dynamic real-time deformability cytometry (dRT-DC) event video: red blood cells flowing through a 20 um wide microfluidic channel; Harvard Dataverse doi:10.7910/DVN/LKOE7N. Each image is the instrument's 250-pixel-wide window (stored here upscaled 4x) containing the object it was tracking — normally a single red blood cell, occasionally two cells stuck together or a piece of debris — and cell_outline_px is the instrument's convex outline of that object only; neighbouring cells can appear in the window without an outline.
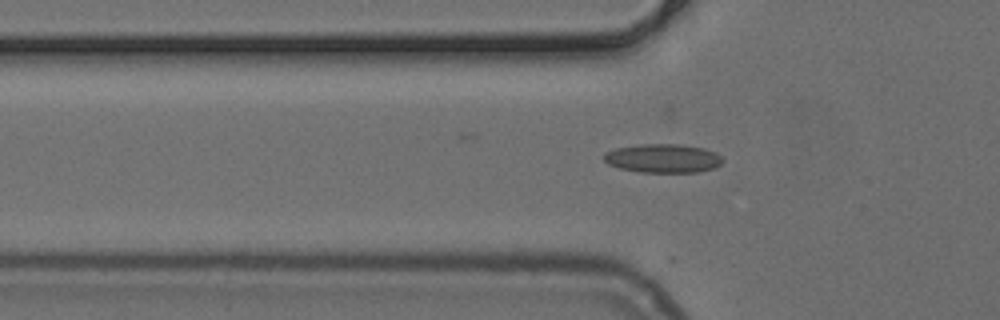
{"species": "common noctule bat (a hibernating species)", "species_latin": "Nyctalus noctula", "temperature_condition": "cold", "stored_images_in_passage": 29, "camera_frame_rate_fps": 3000, "um_per_image_px": 0.085, "animal": {"sex": "female", "body_mass_g": 24.6, "forearm_length_mm": 56.2}, "frame": {"image": 1, "passage_image": 6, "time_ms": 1.667, "image_size_px": [1000, 320], "cell_outline_px": [[724, 160], [716, 168], [696, 172], [640, 172], [620, 168], [608, 164], [604, 160], [604, 152], [616, 148], [640, 144], [680, 144], [704, 148], [716, 152]], "centroid_in_image_um": [56.37, 13.45], "position_along_channel_um": 69.4, "area_um2": 20.0}}
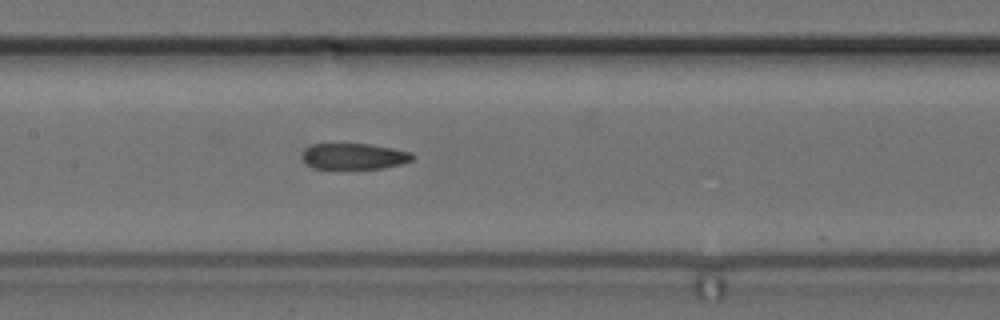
{"frame": {"image": 2, "passage_image": 14, "time_ms": 4.333, "image_size_px": [1000, 320], "cell_outline_px": [[416, 156], [412, 160], [400, 164], [384, 168], [312, 168], [304, 160], [304, 152], [312, 144], [372, 144], [412, 152]], "centroid_in_image_um": [30.17, 13.28], "position_along_channel_um": 177.2, "area_um2": 16.47}}
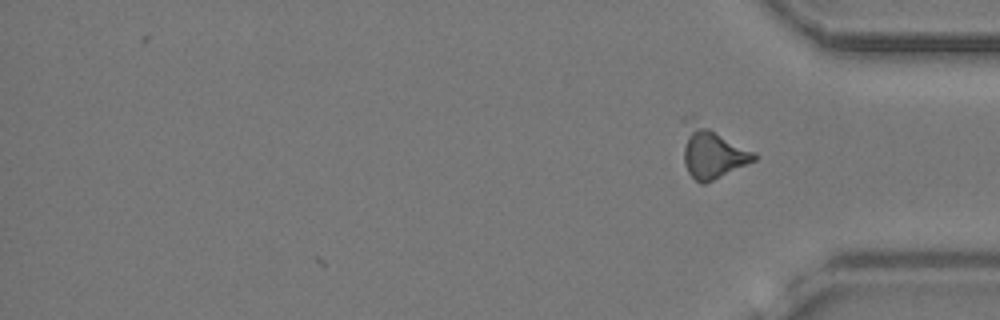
{"frame": {"image": 3, "passage_image": 29, "time_ms": 9.333, "image_size_px": [1000, 320], "cell_outline_px": [[760, 156], [756, 160], [704, 184], [700, 184], [688, 172], [684, 164], [680, 120], [684, 116], [692, 116], [756, 152]], "centroid_in_image_um": [60.45, 12.85], "position_along_channel_um": 374.8, "area_um2": 22.37}}